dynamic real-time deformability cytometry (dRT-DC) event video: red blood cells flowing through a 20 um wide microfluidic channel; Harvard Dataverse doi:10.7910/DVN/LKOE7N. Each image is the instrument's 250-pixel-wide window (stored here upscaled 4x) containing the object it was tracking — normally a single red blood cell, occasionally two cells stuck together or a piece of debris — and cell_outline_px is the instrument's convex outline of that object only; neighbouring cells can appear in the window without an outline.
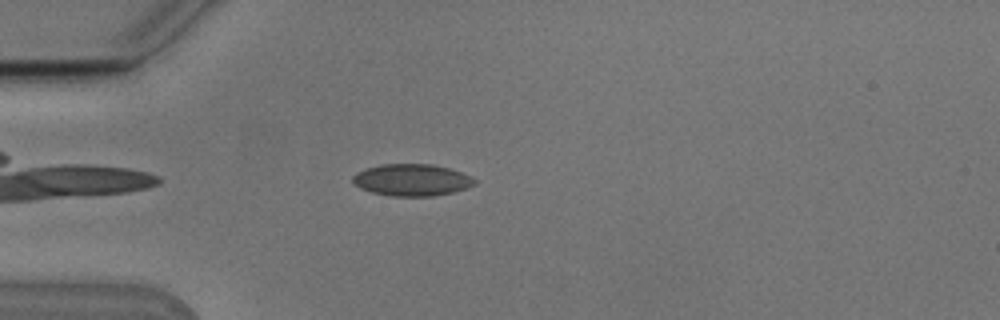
{"species": "Egyptian fruit bat (a non-hibernating species)", "species_latin": "Rousettus aegyptiacus", "temperature_condition": "cold", "stored_images_in_passage": 43, "camera_frame_rate_fps": 3000, "um_per_image_px": 0.085, "animal": {"sex": "male"}, "frame": {"image": 1, "passage_image": 4, "time_ms": 1.0, "image_size_px": [1000, 320], "cell_outline_px": [[476, 184], [452, 192], [432, 196], [392, 196], [372, 192], [360, 188], [352, 180], [352, 176], [356, 172], [364, 168], [380, 164], [432, 164], [448, 168], [472, 176], [476, 180]], "centroid_in_image_um": [34.98, 15.29], "position_along_channel_um": 50.0, "area_um2": 22.6}}
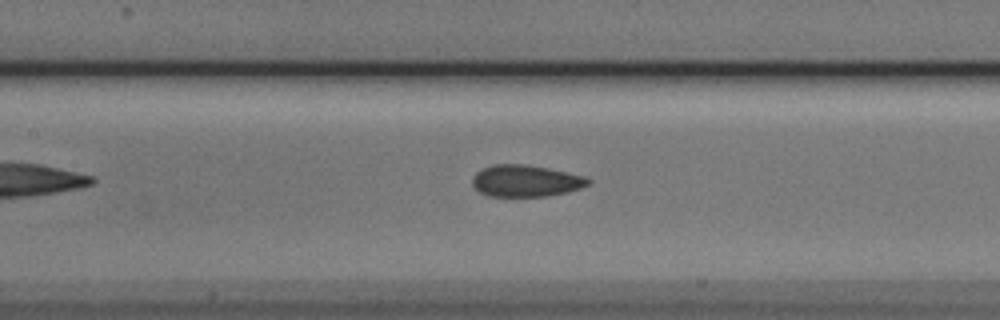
{"frame": {"image": 2, "passage_image": 14, "time_ms": 4.333, "image_size_px": [1000, 320], "cell_outline_px": [[592, 180], [588, 184], [580, 188], [568, 192], [544, 196], [488, 196], [480, 192], [472, 184], [472, 176], [476, 172], [492, 164], [524, 164], [548, 168], [568, 172], [584, 176]], "centroid_in_image_um": [44.68, 15.37], "position_along_channel_um": 162.7, "area_um2": 21.39}}
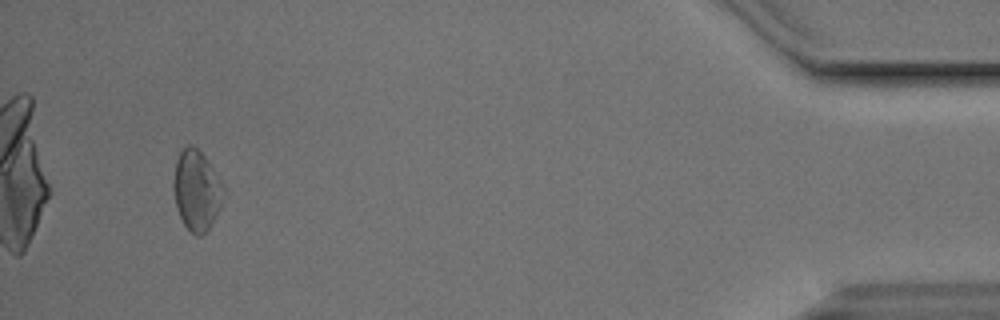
{"frame": {"image": 3, "passage_image": 40, "time_ms": 13.0, "image_size_px": [1000, 320], "cell_outline_px": [[224, 188], [220, 204], [208, 228], [200, 236], [196, 236], [184, 224], [176, 208], [172, 188], [172, 184], [176, 160], [180, 152], [188, 144], [192, 144], [204, 156], [220, 180]], "centroid_in_image_um": [16.65, 16.15], "position_along_channel_um": 418.5, "area_um2": 22.83}, "authors_computed_cell_mechanics": {"area_um2": 21.8484, "velocity_mm_per_s": 3.7849, "shape_relaxation_time_tau1_ms": 6.4317, "shape_relaxation_time_tau2_ms": 1.9596, "deformation_change_tau1": 0.1015, "deformation_change_tau2": 0.0625}}